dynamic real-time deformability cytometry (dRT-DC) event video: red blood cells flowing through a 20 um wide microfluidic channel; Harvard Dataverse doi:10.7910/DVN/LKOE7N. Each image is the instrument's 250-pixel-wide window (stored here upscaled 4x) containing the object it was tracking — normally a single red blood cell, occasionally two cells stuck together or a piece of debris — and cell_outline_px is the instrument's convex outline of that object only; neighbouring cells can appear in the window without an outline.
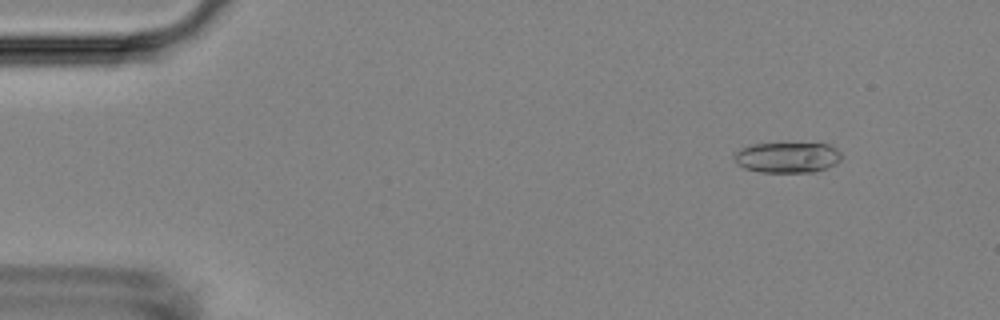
{"species": "Egyptian fruit bat (a non-hibernating species)", "species_latin": "Rousettus aegyptiacus", "temperature_condition": "room temperature", "stored_images_in_passage": 49, "camera_frame_rate_fps": 3000, "um_per_image_px": 0.085, "animal": {"sex": "female"}, "frame": {"image": 1, "passage_image": 1, "time_ms": 0.0, "image_size_px": [1000, 320], "cell_outline_px": [[844, 156], [836, 164], [812, 172], [760, 172], [744, 168], [736, 164], [736, 152], [740, 148], [752, 144], [784, 140], [828, 144], [836, 148]], "centroid_in_image_um": [66.95, 13.32], "position_along_channel_um": 18.1, "area_um2": 20.06}}
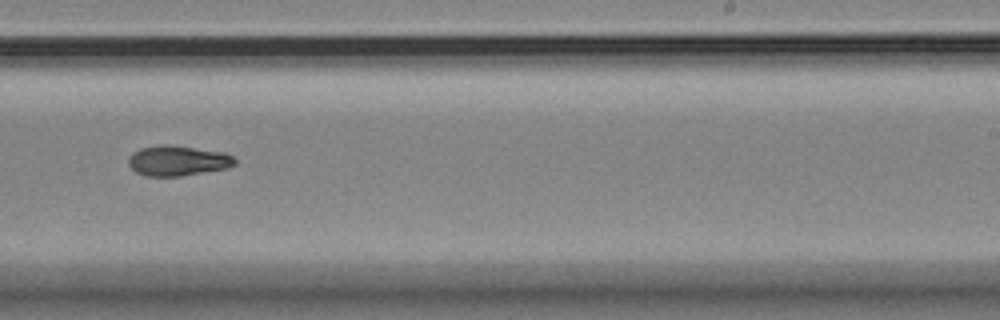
{"frame": {"image": 2, "passage_image": 29, "time_ms": 9.333, "image_size_px": [1000, 320], "cell_outline_px": [[236, 164], [228, 168], [180, 176], [144, 176], [136, 172], [128, 164], [128, 160], [132, 152], [140, 148], [160, 144], [168, 144], [224, 152], [232, 156], [236, 160]], "centroid_in_image_um": [15.09, 13.65], "position_along_channel_um": 273.9, "area_um2": 18.84}}
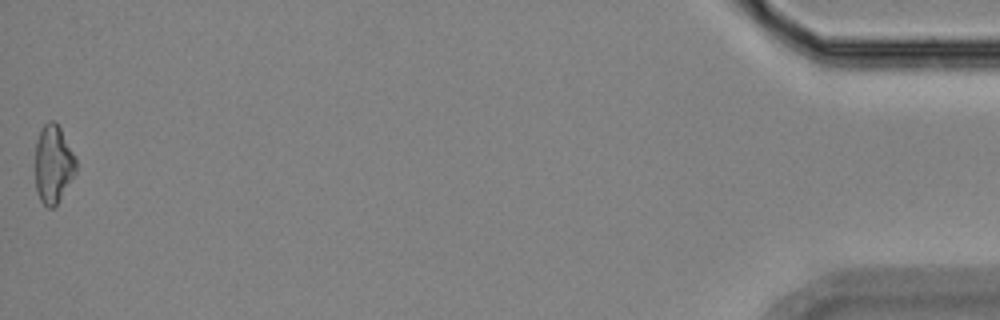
{"frame": {"image": 3, "passage_image": 49, "time_ms": 16.0, "image_size_px": [1000, 320], "cell_outline_px": [[76, 172], [56, 204], [52, 208], [48, 208], [40, 200], [36, 188], [36, 140], [40, 128], [48, 120], [52, 120], [60, 128], [76, 160]], "centroid_in_image_um": [4.51, 13.93], "position_along_channel_um": 430.7, "area_um2": 18.21}, "authors_computed_cell_mechanics": {"area_um2": 18.785, "velocity_mm_per_s": 3.7291, "shape_relaxation_time_tau1_ms": 4.3737, "shape_relaxation_time_tau2_ms": 5.1889, "deformation_change_tau1": 0.1445, "deformation_change_tau2": 0.1138}}